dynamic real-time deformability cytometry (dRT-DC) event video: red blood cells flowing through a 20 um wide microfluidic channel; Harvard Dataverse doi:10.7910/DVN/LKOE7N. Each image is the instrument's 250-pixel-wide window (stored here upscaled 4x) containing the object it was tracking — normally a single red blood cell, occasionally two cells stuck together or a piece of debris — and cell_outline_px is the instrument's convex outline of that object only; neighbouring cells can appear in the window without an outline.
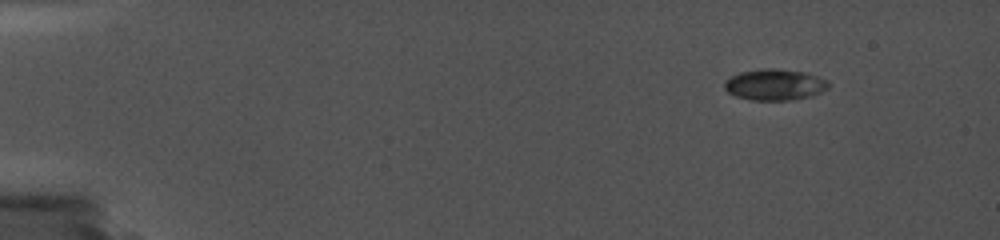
{"species": "common noctule bat (a hibernating species)", "species_latin": "Nyctalus noctula", "temperature_condition": "cold", "stored_images_in_passage": 14, "camera_frame_rate_fps": 5000, "um_per_image_px": 0.085, "animal": {"sex": "female", "body_mass_g": 19.0, "forearm_length_mm": 56.7}, "frame": {"image": 1, "passage_image": 1, "time_ms": 0.0, "image_size_px": [1000, 240], "cell_outline_px": [[828, 88], [820, 92], [808, 96], [792, 100], [752, 100], [736, 96], [728, 92], [724, 88], [724, 80], [740, 72], [764, 68], [772, 68], [804, 72], [828, 80]], "centroid_in_image_um": [65.82, 7.19], "position_along_channel_um": 19.2, "area_um2": 18.73}}
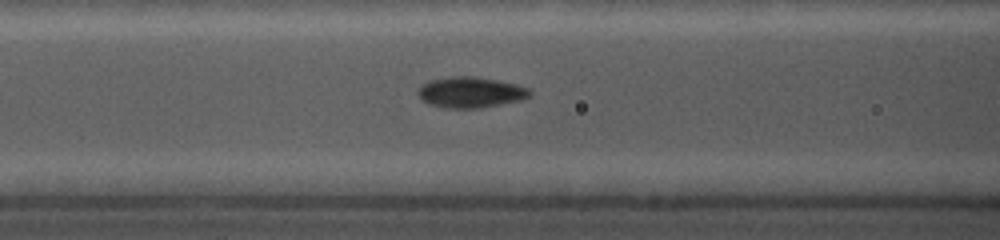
{"frame": {"image": 2, "passage_image": 8, "time_ms": 6.2, "image_size_px": [1000, 240], "cell_outline_px": [[532, 96], [520, 100], [480, 108], [444, 108], [428, 104], [420, 100], [416, 92], [424, 84], [432, 80], [456, 76], [472, 76], [496, 80], [528, 88], [532, 92]], "centroid_in_image_um": [39.97, 7.86], "position_along_channel_um": 126.6, "area_um2": 19.88}}
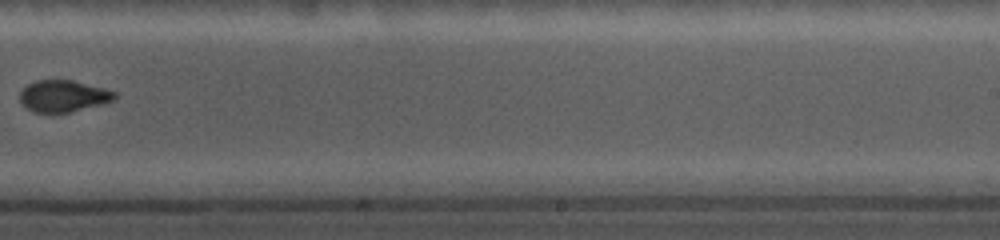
{"frame": {"image": 3, "passage_image": 13, "time_ms": 10.4, "image_size_px": [1000, 240], "cell_outline_px": [[116, 96], [112, 100], [104, 104], [68, 112], [32, 112], [24, 108], [20, 104], [20, 92], [28, 84], [36, 80], [72, 80], [104, 88], [116, 92]], "centroid_in_image_um": [5.35, 8.17], "position_along_channel_um": 283.7, "area_um2": 17.51}}